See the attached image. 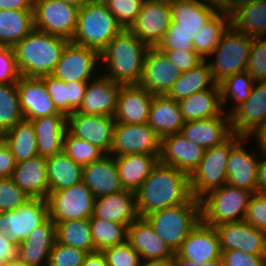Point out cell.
I'll use <instances>...</instances> for the list:
<instances>
[{"label":"cell","mask_w":266,"mask_h":266,"mask_svg":"<svg viewBox=\"0 0 266 266\" xmlns=\"http://www.w3.org/2000/svg\"><path fill=\"white\" fill-rule=\"evenodd\" d=\"M45 200L48 218L55 224L66 220L89 219L94 212L95 197L83 182L51 191Z\"/></svg>","instance_id":"10"},{"label":"cell","mask_w":266,"mask_h":266,"mask_svg":"<svg viewBox=\"0 0 266 266\" xmlns=\"http://www.w3.org/2000/svg\"><path fill=\"white\" fill-rule=\"evenodd\" d=\"M20 77L13 48L0 44V84L17 83Z\"/></svg>","instance_id":"52"},{"label":"cell","mask_w":266,"mask_h":266,"mask_svg":"<svg viewBox=\"0 0 266 266\" xmlns=\"http://www.w3.org/2000/svg\"><path fill=\"white\" fill-rule=\"evenodd\" d=\"M18 258V246L0 236V266Z\"/></svg>","instance_id":"59"},{"label":"cell","mask_w":266,"mask_h":266,"mask_svg":"<svg viewBox=\"0 0 266 266\" xmlns=\"http://www.w3.org/2000/svg\"><path fill=\"white\" fill-rule=\"evenodd\" d=\"M63 152L75 163L82 166L92 163L105 155L93 144L74 137L66 131L63 138Z\"/></svg>","instance_id":"46"},{"label":"cell","mask_w":266,"mask_h":266,"mask_svg":"<svg viewBox=\"0 0 266 266\" xmlns=\"http://www.w3.org/2000/svg\"><path fill=\"white\" fill-rule=\"evenodd\" d=\"M92 240L96 251L123 244L127 241V227L92 215L89 218Z\"/></svg>","instance_id":"43"},{"label":"cell","mask_w":266,"mask_h":266,"mask_svg":"<svg viewBox=\"0 0 266 266\" xmlns=\"http://www.w3.org/2000/svg\"><path fill=\"white\" fill-rule=\"evenodd\" d=\"M184 121L209 119L224 113L219 84L179 101Z\"/></svg>","instance_id":"35"},{"label":"cell","mask_w":266,"mask_h":266,"mask_svg":"<svg viewBox=\"0 0 266 266\" xmlns=\"http://www.w3.org/2000/svg\"><path fill=\"white\" fill-rule=\"evenodd\" d=\"M127 242L139 253L141 260L168 259L175 254L142 217L127 227Z\"/></svg>","instance_id":"26"},{"label":"cell","mask_w":266,"mask_h":266,"mask_svg":"<svg viewBox=\"0 0 266 266\" xmlns=\"http://www.w3.org/2000/svg\"><path fill=\"white\" fill-rule=\"evenodd\" d=\"M34 29V10H0V44L13 47Z\"/></svg>","instance_id":"38"},{"label":"cell","mask_w":266,"mask_h":266,"mask_svg":"<svg viewBox=\"0 0 266 266\" xmlns=\"http://www.w3.org/2000/svg\"><path fill=\"white\" fill-rule=\"evenodd\" d=\"M88 82H66L67 86V115L78 111L82 105Z\"/></svg>","instance_id":"57"},{"label":"cell","mask_w":266,"mask_h":266,"mask_svg":"<svg viewBox=\"0 0 266 266\" xmlns=\"http://www.w3.org/2000/svg\"><path fill=\"white\" fill-rule=\"evenodd\" d=\"M154 94L139 84L121 85L117 96L116 122L146 124Z\"/></svg>","instance_id":"23"},{"label":"cell","mask_w":266,"mask_h":266,"mask_svg":"<svg viewBox=\"0 0 266 266\" xmlns=\"http://www.w3.org/2000/svg\"><path fill=\"white\" fill-rule=\"evenodd\" d=\"M82 182L95 198L107 196L124 190L114 156L103 155L100 159L84 165Z\"/></svg>","instance_id":"24"},{"label":"cell","mask_w":266,"mask_h":266,"mask_svg":"<svg viewBox=\"0 0 266 266\" xmlns=\"http://www.w3.org/2000/svg\"><path fill=\"white\" fill-rule=\"evenodd\" d=\"M206 149L191 142L180 132L161 139L159 161L187 173L189 176L198 167Z\"/></svg>","instance_id":"20"},{"label":"cell","mask_w":266,"mask_h":266,"mask_svg":"<svg viewBox=\"0 0 266 266\" xmlns=\"http://www.w3.org/2000/svg\"><path fill=\"white\" fill-rule=\"evenodd\" d=\"M230 26V14L227 8L222 7L196 34L193 39V48L202 60L216 49L224 32Z\"/></svg>","instance_id":"40"},{"label":"cell","mask_w":266,"mask_h":266,"mask_svg":"<svg viewBox=\"0 0 266 266\" xmlns=\"http://www.w3.org/2000/svg\"><path fill=\"white\" fill-rule=\"evenodd\" d=\"M265 38V39H264ZM253 37L246 72L255 82H266V36Z\"/></svg>","instance_id":"47"},{"label":"cell","mask_w":266,"mask_h":266,"mask_svg":"<svg viewBox=\"0 0 266 266\" xmlns=\"http://www.w3.org/2000/svg\"><path fill=\"white\" fill-rule=\"evenodd\" d=\"M181 71L185 72L200 64L203 60L195 50H160Z\"/></svg>","instance_id":"56"},{"label":"cell","mask_w":266,"mask_h":266,"mask_svg":"<svg viewBox=\"0 0 266 266\" xmlns=\"http://www.w3.org/2000/svg\"><path fill=\"white\" fill-rule=\"evenodd\" d=\"M23 119L17 83L0 84V129L6 132Z\"/></svg>","instance_id":"44"},{"label":"cell","mask_w":266,"mask_h":266,"mask_svg":"<svg viewBox=\"0 0 266 266\" xmlns=\"http://www.w3.org/2000/svg\"><path fill=\"white\" fill-rule=\"evenodd\" d=\"M213 227L221 251L236 249L253 255H266V233L245 220Z\"/></svg>","instance_id":"17"},{"label":"cell","mask_w":266,"mask_h":266,"mask_svg":"<svg viewBox=\"0 0 266 266\" xmlns=\"http://www.w3.org/2000/svg\"><path fill=\"white\" fill-rule=\"evenodd\" d=\"M46 160L37 155L16 163L11 178L30 198L45 199L49 194Z\"/></svg>","instance_id":"32"},{"label":"cell","mask_w":266,"mask_h":266,"mask_svg":"<svg viewBox=\"0 0 266 266\" xmlns=\"http://www.w3.org/2000/svg\"><path fill=\"white\" fill-rule=\"evenodd\" d=\"M48 94L51 97L56 109L67 116V86L66 82L57 79L52 75L41 76Z\"/></svg>","instance_id":"55"},{"label":"cell","mask_w":266,"mask_h":266,"mask_svg":"<svg viewBox=\"0 0 266 266\" xmlns=\"http://www.w3.org/2000/svg\"><path fill=\"white\" fill-rule=\"evenodd\" d=\"M88 252L55 241L47 266H81Z\"/></svg>","instance_id":"49"},{"label":"cell","mask_w":266,"mask_h":266,"mask_svg":"<svg viewBox=\"0 0 266 266\" xmlns=\"http://www.w3.org/2000/svg\"><path fill=\"white\" fill-rule=\"evenodd\" d=\"M221 266H266V255H253L240 250H223Z\"/></svg>","instance_id":"54"},{"label":"cell","mask_w":266,"mask_h":266,"mask_svg":"<svg viewBox=\"0 0 266 266\" xmlns=\"http://www.w3.org/2000/svg\"><path fill=\"white\" fill-rule=\"evenodd\" d=\"M123 28L107 5L89 0L80 10L72 43L101 53Z\"/></svg>","instance_id":"6"},{"label":"cell","mask_w":266,"mask_h":266,"mask_svg":"<svg viewBox=\"0 0 266 266\" xmlns=\"http://www.w3.org/2000/svg\"><path fill=\"white\" fill-rule=\"evenodd\" d=\"M60 1L81 9L89 0H60Z\"/></svg>","instance_id":"66"},{"label":"cell","mask_w":266,"mask_h":266,"mask_svg":"<svg viewBox=\"0 0 266 266\" xmlns=\"http://www.w3.org/2000/svg\"><path fill=\"white\" fill-rule=\"evenodd\" d=\"M175 253L180 258L197 264L209 260H221L222 251L215 228L200 220Z\"/></svg>","instance_id":"21"},{"label":"cell","mask_w":266,"mask_h":266,"mask_svg":"<svg viewBox=\"0 0 266 266\" xmlns=\"http://www.w3.org/2000/svg\"><path fill=\"white\" fill-rule=\"evenodd\" d=\"M139 266H172V258L160 260H142Z\"/></svg>","instance_id":"65"},{"label":"cell","mask_w":266,"mask_h":266,"mask_svg":"<svg viewBox=\"0 0 266 266\" xmlns=\"http://www.w3.org/2000/svg\"><path fill=\"white\" fill-rule=\"evenodd\" d=\"M172 266H221V260H209L202 264L180 258L176 253L172 258Z\"/></svg>","instance_id":"62"},{"label":"cell","mask_w":266,"mask_h":266,"mask_svg":"<svg viewBox=\"0 0 266 266\" xmlns=\"http://www.w3.org/2000/svg\"><path fill=\"white\" fill-rule=\"evenodd\" d=\"M148 49L130 29L121 30L100 53L104 75L122 85L139 84Z\"/></svg>","instance_id":"3"},{"label":"cell","mask_w":266,"mask_h":266,"mask_svg":"<svg viewBox=\"0 0 266 266\" xmlns=\"http://www.w3.org/2000/svg\"><path fill=\"white\" fill-rule=\"evenodd\" d=\"M145 0H113L108 9L123 29H130L135 23Z\"/></svg>","instance_id":"48"},{"label":"cell","mask_w":266,"mask_h":266,"mask_svg":"<svg viewBox=\"0 0 266 266\" xmlns=\"http://www.w3.org/2000/svg\"><path fill=\"white\" fill-rule=\"evenodd\" d=\"M253 194L228 184L214 189L200 199L201 220L212 226L243 221Z\"/></svg>","instance_id":"7"},{"label":"cell","mask_w":266,"mask_h":266,"mask_svg":"<svg viewBox=\"0 0 266 266\" xmlns=\"http://www.w3.org/2000/svg\"><path fill=\"white\" fill-rule=\"evenodd\" d=\"M81 266H108V264L102 251H96L88 253Z\"/></svg>","instance_id":"63"},{"label":"cell","mask_w":266,"mask_h":266,"mask_svg":"<svg viewBox=\"0 0 266 266\" xmlns=\"http://www.w3.org/2000/svg\"><path fill=\"white\" fill-rule=\"evenodd\" d=\"M99 59L98 51L70 41L51 75L64 82H89Z\"/></svg>","instance_id":"16"},{"label":"cell","mask_w":266,"mask_h":266,"mask_svg":"<svg viewBox=\"0 0 266 266\" xmlns=\"http://www.w3.org/2000/svg\"><path fill=\"white\" fill-rule=\"evenodd\" d=\"M243 138L232 134L222 144L206 149L198 167L189 176L192 196L201 199L227 184V160L231 149Z\"/></svg>","instance_id":"8"},{"label":"cell","mask_w":266,"mask_h":266,"mask_svg":"<svg viewBox=\"0 0 266 266\" xmlns=\"http://www.w3.org/2000/svg\"><path fill=\"white\" fill-rule=\"evenodd\" d=\"M34 0H0V10H33Z\"/></svg>","instance_id":"60"},{"label":"cell","mask_w":266,"mask_h":266,"mask_svg":"<svg viewBox=\"0 0 266 266\" xmlns=\"http://www.w3.org/2000/svg\"><path fill=\"white\" fill-rule=\"evenodd\" d=\"M115 122L114 117L107 115H86L74 111L67 115V131L93 144L104 154H110Z\"/></svg>","instance_id":"15"},{"label":"cell","mask_w":266,"mask_h":266,"mask_svg":"<svg viewBox=\"0 0 266 266\" xmlns=\"http://www.w3.org/2000/svg\"><path fill=\"white\" fill-rule=\"evenodd\" d=\"M56 241V225L48 218L36 227L18 246V258L31 266H47Z\"/></svg>","instance_id":"29"},{"label":"cell","mask_w":266,"mask_h":266,"mask_svg":"<svg viewBox=\"0 0 266 266\" xmlns=\"http://www.w3.org/2000/svg\"><path fill=\"white\" fill-rule=\"evenodd\" d=\"M252 135L256 136L260 153L266 155V121Z\"/></svg>","instance_id":"64"},{"label":"cell","mask_w":266,"mask_h":266,"mask_svg":"<svg viewBox=\"0 0 266 266\" xmlns=\"http://www.w3.org/2000/svg\"><path fill=\"white\" fill-rule=\"evenodd\" d=\"M252 43V36L229 26L211 54L215 55V60L213 58V61L208 62L212 79L216 84L236 73L246 71Z\"/></svg>","instance_id":"9"},{"label":"cell","mask_w":266,"mask_h":266,"mask_svg":"<svg viewBox=\"0 0 266 266\" xmlns=\"http://www.w3.org/2000/svg\"><path fill=\"white\" fill-rule=\"evenodd\" d=\"M5 143L16 162H23L39 155L37 137L31 120L23 119L6 131Z\"/></svg>","instance_id":"41"},{"label":"cell","mask_w":266,"mask_h":266,"mask_svg":"<svg viewBox=\"0 0 266 266\" xmlns=\"http://www.w3.org/2000/svg\"><path fill=\"white\" fill-rule=\"evenodd\" d=\"M29 199L11 177L0 179V212L16 210Z\"/></svg>","instance_id":"50"},{"label":"cell","mask_w":266,"mask_h":266,"mask_svg":"<svg viewBox=\"0 0 266 266\" xmlns=\"http://www.w3.org/2000/svg\"><path fill=\"white\" fill-rule=\"evenodd\" d=\"M181 71L172 63L164 52L157 47H149L146 52L143 74L139 85L154 95L169 92L178 80Z\"/></svg>","instance_id":"18"},{"label":"cell","mask_w":266,"mask_h":266,"mask_svg":"<svg viewBox=\"0 0 266 266\" xmlns=\"http://www.w3.org/2000/svg\"><path fill=\"white\" fill-rule=\"evenodd\" d=\"M17 90L21 109L26 120L60 113L49 96L41 77L21 76L17 81Z\"/></svg>","instance_id":"22"},{"label":"cell","mask_w":266,"mask_h":266,"mask_svg":"<svg viewBox=\"0 0 266 266\" xmlns=\"http://www.w3.org/2000/svg\"><path fill=\"white\" fill-rule=\"evenodd\" d=\"M249 140L243 137L230 151L227 160V184L236 188L257 192V166L255 154L247 152L242 144Z\"/></svg>","instance_id":"28"},{"label":"cell","mask_w":266,"mask_h":266,"mask_svg":"<svg viewBox=\"0 0 266 266\" xmlns=\"http://www.w3.org/2000/svg\"><path fill=\"white\" fill-rule=\"evenodd\" d=\"M209 1L215 2L218 5H220L221 7H223V0H209Z\"/></svg>","instance_id":"71"},{"label":"cell","mask_w":266,"mask_h":266,"mask_svg":"<svg viewBox=\"0 0 266 266\" xmlns=\"http://www.w3.org/2000/svg\"><path fill=\"white\" fill-rule=\"evenodd\" d=\"M16 163L15 157L4 142L0 145V179L12 177Z\"/></svg>","instance_id":"58"},{"label":"cell","mask_w":266,"mask_h":266,"mask_svg":"<svg viewBox=\"0 0 266 266\" xmlns=\"http://www.w3.org/2000/svg\"><path fill=\"white\" fill-rule=\"evenodd\" d=\"M172 21L170 1L145 0L130 30L148 47H156Z\"/></svg>","instance_id":"14"},{"label":"cell","mask_w":266,"mask_h":266,"mask_svg":"<svg viewBox=\"0 0 266 266\" xmlns=\"http://www.w3.org/2000/svg\"><path fill=\"white\" fill-rule=\"evenodd\" d=\"M102 253L106 257L108 266H139L141 262L139 253L127 241L105 248Z\"/></svg>","instance_id":"51"},{"label":"cell","mask_w":266,"mask_h":266,"mask_svg":"<svg viewBox=\"0 0 266 266\" xmlns=\"http://www.w3.org/2000/svg\"><path fill=\"white\" fill-rule=\"evenodd\" d=\"M5 142V132L0 129V145H2Z\"/></svg>","instance_id":"69"},{"label":"cell","mask_w":266,"mask_h":266,"mask_svg":"<svg viewBox=\"0 0 266 266\" xmlns=\"http://www.w3.org/2000/svg\"><path fill=\"white\" fill-rule=\"evenodd\" d=\"M161 138L146 124L115 122L110 155L114 157L134 154L160 155Z\"/></svg>","instance_id":"13"},{"label":"cell","mask_w":266,"mask_h":266,"mask_svg":"<svg viewBox=\"0 0 266 266\" xmlns=\"http://www.w3.org/2000/svg\"><path fill=\"white\" fill-rule=\"evenodd\" d=\"M162 139L179 133L185 124L178 101L164 95H154L147 122Z\"/></svg>","instance_id":"34"},{"label":"cell","mask_w":266,"mask_h":266,"mask_svg":"<svg viewBox=\"0 0 266 266\" xmlns=\"http://www.w3.org/2000/svg\"><path fill=\"white\" fill-rule=\"evenodd\" d=\"M3 266H31V265H28L27 263H24L19 258H17L16 260L9 261Z\"/></svg>","instance_id":"67"},{"label":"cell","mask_w":266,"mask_h":266,"mask_svg":"<svg viewBox=\"0 0 266 266\" xmlns=\"http://www.w3.org/2000/svg\"><path fill=\"white\" fill-rule=\"evenodd\" d=\"M56 240L88 253L95 252L89 219L66 220L56 224Z\"/></svg>","instance_id":"42"},{"label":"cell","mask_w":266,"mask_h":266,"mask_svg":"<svg viewBox=\"0 0 266 266\" xmlns=\"http://www.w3.org/2000/svg\"><path fill=\"white\" fill-rule=\"evenodd\" d=\"M254 82L253 78L244 71L227 77L219 83L222 106H225L230 98L235 101L236 107L230 112L227 111L229 115L249 97Z\"/></svg>","instance_id":"45"},{"label":"cell","mask_w":266,"mask_h":266,"mask_svg":"<svg viewBox=\"0 0 266 266\" xmlns=\"http://www.w3.org/2000/svg\"><path fill=\"white\" fill-rule=\"evenodd\" d=\"M235 1H238V0H223V7H224V8H227V7H229L231 4H233Z\"/></svg>","instance_id":"68"},{"label":"cell","mask_w":266,"mask_h":266,"mask_svg":"<svg viewBox=\"0 0 266 266\" xmlns=\"http://www.w3.org/2000/svg\"><path fill=\"white\" fill-rule=\"evenodd\" d=\"M37 137L38 154L49 158L63 152L67 116L63 113L31 120Z\"/></svg>","instance_id":"33"},{"label":"cell","mask_w":266,"mask_h":266,"mask_svg":"<svg viewBox=\"0 0 266 266\" xmlns=\"http://www.w3.org/2000/svg\"><path fill=\"white\" fill-rule=\"evenodd\" d=\"M93 215L128 227L140 217L137 210L135 192L122 190L95 198Z\"/></svg>","instance_id":"31"},{"label":"cell","mask_w":266,"mask_h":266,"mask_svg":"<svg viewBox=\"0 0 266 266\" xmlns=\"http://www.w3.org/2000/svg\"><path fill=\"white\" fill-rule=\"evenodd\" d=\"M250 225L266 233V195L256 192L252 195L244 219Z\"/></svg>","instance_id":"53"},{"label":"cell","mask_w":266,"mask_h":266,"mask_svg":"<svg viewBox=\"0 0 266 266\" xmlns=\"http://www.w3.org/2000/svg\"><path fill=\"white\" fill-rule=\"evenodd\" d=\"M261 156L263 160H259L257 166V192L266 195V155Z\"/></svg>","instance_id":"61"},{"label":"cell","mask_w":266,"mask_h":266,"mask_svg":"<svg viewBox=\"0 0 266 266\" xmlns=\"http://www.w3.org/2000/svg\"><path fill=\"white\" fill-rule=\"evenodd\" d=\"M93 1H95L97 3H101V4H104V5H107L113 0H93Z\"/></svg>","instance_id":"70"},{"label":"cell","mask_w":266,"mask_h":266,"mask_svg":"<svg viewBox=\"0 0 266 266\" xmlns=\"http://www.w3.org/2000/svg\"><path fill=\"white\" fill-rule=\"evenodd\" d=\"M34 28L71 41L79 8L60 0H34Z\"/></svg>","instance_id":"12"},{"label":"cell","mask_w":266,"mask_h":266,"mask_svg":"<svg viewBox=\"0 0 266 266\" xmlns=\"http://www.w3.org/2000/svg\"><path fill=\"white\" fill-rule=\"evenodd\" d=\"M230 25L246 35L266 36V0H238L227 7Z\"/></svg>","instance_id":"30"},{"label":"cell","mask_w":266,"mask_h":266,"mask_svg":"<svg viewBox=\"0 0 266 266\" xmlns=\"http://www.w3.org/2000/svg\"><path fill=\"white\" fill-rule=\"evenodd\" d=\"M225 114L209 119L186 121L180 133L205 149L220 145L233 134L230 115Z\"/></svg>","instance_id":"27"},{"label":"cell","mask_w":266,"mask_h":266,"mask_svg":"<svg viewBox=\"0 0 266 266\" xmlns=\"http://www.w3.org/2000/svg\"><path fill=\"white\" fill-rule=\"evenodd\" d=\"M49 192L72 187L82 182L83 166L75 163L64 152L46 160Z\"/></svg>","instance_id":"37"},{"label":"cell","mask_w":266,"mask_h":266,"mask_svg":"<svg viewBox=\"0 0 266 266\" xmlns=\"http://www.w3.org/2000/svg\"><path fill=\"white\" fill-rule=\"evenodd\" d=\"M120 83L114 82L105 75L88 82L82 105L78 113L86 115H107L114 117L117 109V96Z\"/></svg>","instance_id":"25"},{"label":"cell","mask_w":266,"mask_h":266,"mask_svg":"<svg viewBox=\"0 0 266 266\" xmlns=\"http://www.w3.org/2000/svg\"><path fill=\"white\" fill-rule=\"evenodd\" d=\"M48 219L45 199L30 198L18 209L0 212V236L17 246Z\"/></svg>","instance_id":"11"},{"label":"cell","mask_w":266,"mask_h":266,"mask_svg":"<svg viewBox=\"0 0 266 266\" xmlns=\"http://www.w3.org/2000/svg\"><path fill=\"white\" fill-rule=\"evenodd\" d=\"M266 121V82H254L249 97L230 114L234 134L250 137Z\"/></svg>","instance_id":"19"},{"label":"cell","mask_w":266,"mask_h":266,"mask_svg":"<svg viewBox=\"0 0 266 266\" xmlns=\"http://www.w3.org/2000/svg\"><path fill=\"white\" fill-rule=\"evenodd\" d=\"M140 217L167 207L186 203L191 197L187 173L158 161L149 176L135 192Z\"/></svg>","instance_id":"1"},{"label":"cell","mask_w":266,"mask_h":266,"mask_svg":"<svg viewBox=\"0 0 266 266\" xmlns=\"http://www.w3.org/2000/svg\"><path fill=\"white\" fill-rule=\"evenodd\" d=\"M69 42L65 38L34 28L12 47L20 75L26 77L51 75Z\"/></svg>","instance_id":"4"},{"label":"cell","mask_w":266,"mask_h":266,"mask_svg":"<svg viewBox=\"0 0 266 266\" xmlns=\"http://www.w3.org/2000/svg\"><path fill=\"white\" fill-rule=\"evenodd\" d=\"M175 253L201 220V203L193 196L186 202L144 217Z\"/></svg>","instance_id":"5"},{"label":"cell","mask_w":266,"mask_h":266,"mask_svg":"<svg viewBox=\"0 0 266 266\" xmlns=\"http://www.w3.org/2000/svg\"><path fill=\"white\" fill-rule=\"evenodd\" d=\"M170 5L172 21L159 50H194L196 34L222 8L209 0H172Z\"/></svg>","instance_id":"2"},{"label":"cell","mask_w":266,"mask_h":266,"mask_svg":"<svg viewBox=\"0 0 266 266\" xmlns=\"http://www.w3.org/2000/svg\"><path fill=\"white\" fill-rule=\"evenodd\" d=\"M160 155L134 154L115 157L124 190L136 192L158 163Z\"/></svg>","instance_id":"36"},{"label":"cell","mask_w":266,"mask_h":266,"mask_svg":"<svg viewBox=\"0 0 266 266\" xmlns=\"http://www.w3.org/2000/svg\"><path fill=\"white\" fill-rule=\"evenodd\" d=\"M215 84L216 83L212 79L208 62L203 60L196 67L181 72L180 77L166 95L179 102L194 93L210 89Z\"/></svg>","instance_id":"39"}]
</instances>
